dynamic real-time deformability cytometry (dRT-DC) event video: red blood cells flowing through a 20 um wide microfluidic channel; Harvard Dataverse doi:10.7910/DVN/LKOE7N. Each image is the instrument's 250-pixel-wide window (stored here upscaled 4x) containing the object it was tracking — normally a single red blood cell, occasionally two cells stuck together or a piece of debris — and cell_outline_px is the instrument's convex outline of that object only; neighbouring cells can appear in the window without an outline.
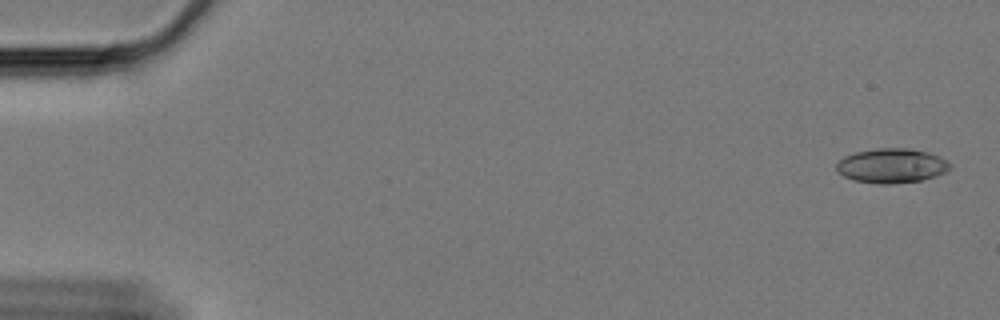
{"species": "Egyptian fruit bat (a non-hibernating species)", "species_latin": "Rousettus aegyptiacus", "temperature_condition": "cold", "stored_images_in_passage": 56, "camera_frame_rate_fps": 3000, "um_per_image_px": 0.085, "animal": {"sex": "female"}, "frame": {"image": 1, "passage_image": 1, "time_ms": 0.0, "image_size_px": [1000, 320], "cell_outline_px": [[952, 168], [936, 176], [920, 180], [892, 184], [876, 184], [852, 180], [836, 172], [836, 164], [844, 156], [856, 152], [880, 148], [908, 148], [928, 152], [940, 156], [948, 160], [952, 164]], "centroid_in_image_um": [75.8, 14.09], "position_along_channel_um": 9.2, "area_um2": 23.06}}
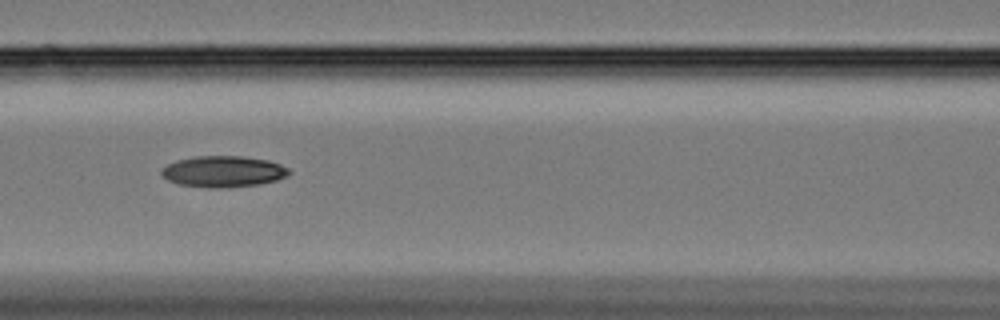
{"frame": {"image": 2, "passage_image": 26, "time_ms": 8.333, "image_size_px": [1000, 320], "cell_outline_px": [[292, 172], [288, 176], [276, 180], [260, 184], [220, 188], [212, 188], [180, 184], [168, 180], [160, 172], [160, 168], [176, 160], [192, 156], [244, 156], [268, 160], [280, 164], [288, 168]], "centroid_in_image_um": [18.99, 14.57], "position_along_channel_um": 147.6, "area_um2": 23.29}}
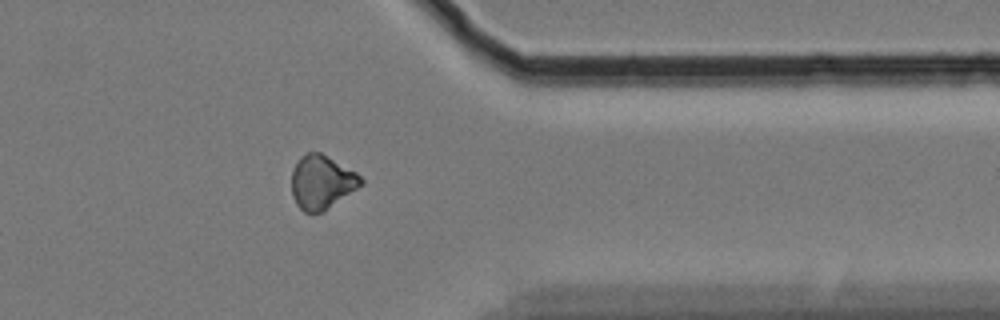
{"frame": {"image": 3, "passage_image": 48, "time_ms": 15.667, "image_size_px": [1000, 320], "cell_outline_px": [[364, 184], [324, 212], [304, 212], [296, 204], [292, 196], [292, 168], [300, 156], [308, 152], [320, 152], [356, 172], [364, 180]], "centroid_in_image_um": [27.35, 15.49], "position_along_channel_um": 384.1, "area_um2": 21.91}}